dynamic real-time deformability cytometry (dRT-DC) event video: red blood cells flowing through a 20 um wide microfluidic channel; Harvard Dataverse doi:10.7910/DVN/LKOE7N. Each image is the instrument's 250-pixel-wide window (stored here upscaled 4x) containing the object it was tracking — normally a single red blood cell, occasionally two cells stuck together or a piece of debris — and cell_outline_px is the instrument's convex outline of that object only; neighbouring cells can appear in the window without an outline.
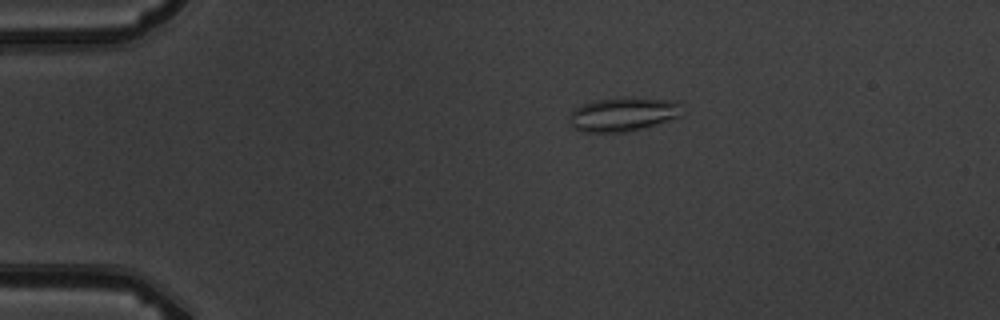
{"species": "common noctule bat (a hibernating species)", "species_latin": "Nyctalus noctula", "temperature_condition": "warm", "stored_images_in_passage": 4, "camera_frame_rate_fps": 3000, "um_per_image_px": 0.085, "animal": {"sex": "male", "body_mass_g": 19.5, "forearm_length_mm": 54.6}, "frame": {"image": 1, "passage_image": 1, "time_ms": 0.0, "image_size_px": [1000, 320], "cell_outline_px": [[680, 116], [640, 128], [624, 132], [580, 132], [572, 128], [568, 120], [568, 116], [580, 104], [592, 100], [624, 96], [680, 100]], "centroid_in_image_um": [52.9, 9.68], "position_along_channel_um": 32.1, "area_um2": 22.66}}
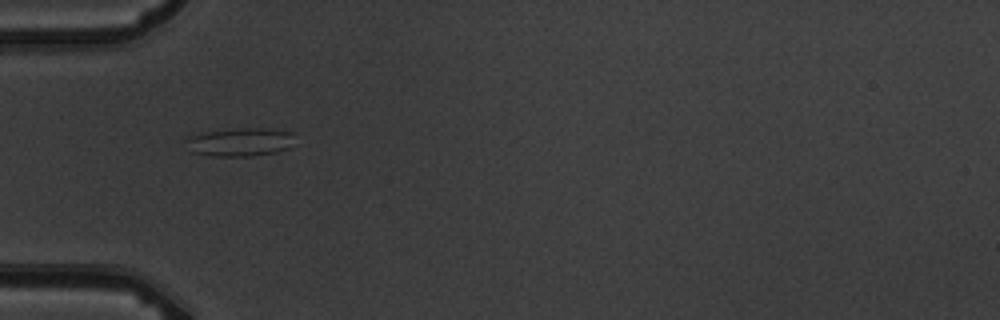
{"frame": {"image": 2, "passage_image": 3, "time_ms": 2.333, "image_size_px": [1000, 320], "cell_outline_px": [[292, 132], [288, 148], [276, 152], [252, 156], [212, 156], [188, 152], [184, 140], [188, 136], [200, 132], [244, 128], [268, 128]], "centroid_in_image_um": [20.27, 12.08], "position_along_channel_um": 64.7, "area_um2": 18.09}}
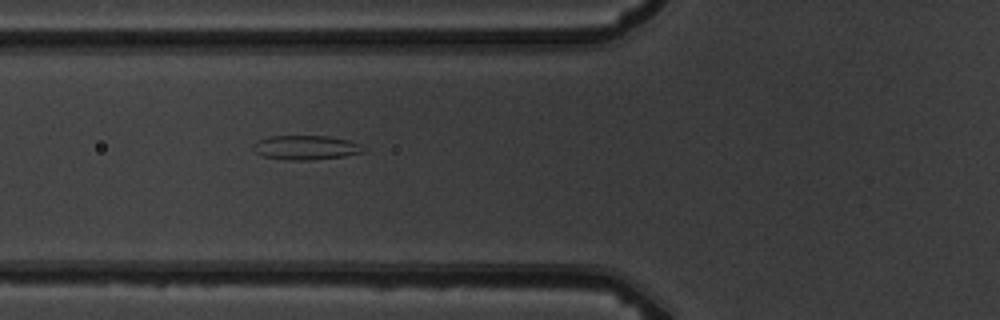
{"frame": {"image": 3, "passage_image": 4, "time_ms": 3.333, "image_size_px": [1000, 320], "cell_outline_px": [[364, 152], [344, 156], [312, 160], [284, 160], [264, 156], [256, 152], [252, 148], [252, 144], [256, 140], [268, 136], [328, 136], [348, 140], [360, 144], [364, 148]], "centroid_in_image_um": [25.96, 12.54], "position_along_channel_um": 99.8, "area_um2": 15.72}}